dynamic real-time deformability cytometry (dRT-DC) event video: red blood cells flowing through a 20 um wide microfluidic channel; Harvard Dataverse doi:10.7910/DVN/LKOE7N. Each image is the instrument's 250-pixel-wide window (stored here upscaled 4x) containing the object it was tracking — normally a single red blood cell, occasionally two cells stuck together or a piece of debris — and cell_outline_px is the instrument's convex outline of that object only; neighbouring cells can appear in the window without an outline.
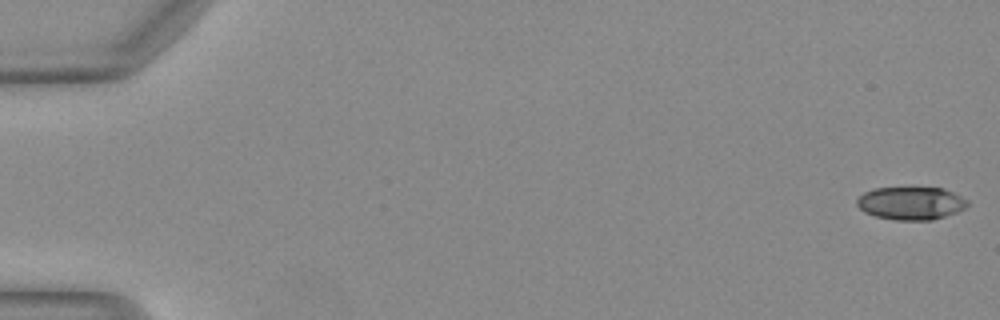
{"species": "Egyptian fruit bat (a non-hibernating species)", "species_latin": "Rousettus aegyptiacus", "temperature_condition": "warm", "stored_images_in_passage": 6, "camera_frame_rate_fps": 3000, "um_per_image_px": 0.085, "animal": {"sex": "female"}, "frame": {"image": 1, "passage_image": 1, "time_ms": 0.0, "image_size_px": [1000, 320], "cell_outline_px": [[968, 204], [964, 208], [956, 212], [932, 220], [896, 220], [876, 216], [864, 212], [856, 204], [856, 200], [864, 192], [872, 188], [904, 184], [912, 184], [944, 188], [968, 200]], "centroid_in_image_um": [77.4, 17.2], "position_along_channel_um": 7.6, "area_um2": 22.25}}